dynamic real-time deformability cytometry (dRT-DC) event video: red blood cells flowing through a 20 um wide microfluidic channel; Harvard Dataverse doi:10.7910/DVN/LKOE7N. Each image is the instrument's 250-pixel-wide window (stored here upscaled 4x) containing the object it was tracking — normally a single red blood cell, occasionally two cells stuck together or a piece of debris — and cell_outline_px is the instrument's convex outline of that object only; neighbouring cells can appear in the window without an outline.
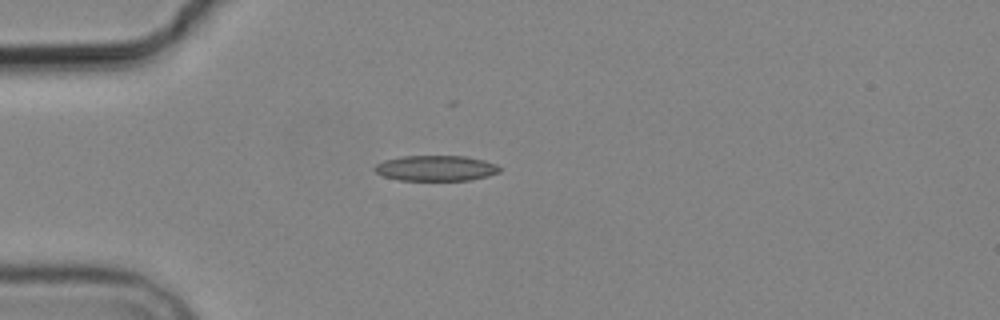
{"species": "common noctule bat (a hibernating species)", "species_latin": "Nyctalus noctula", "temperature_condition": "cold", "stored_images_in_passage": 8, "camera_frame_rate_fps": 3000, "um_per_image_px": 0.085, "animal": {"sex": "male", "body_mass_g": 19.2, "forearm_length_mm": 51.8}, "frame": {"image": 1, "passage_image": 4, "time_ms": 3.667, "image_size_px": [1000, 320], "cell_outline_px": [[500, 172], [488, 176], [468, 180], [400, 180], [384, 176], [376, 172], [372, 168], [376, 164], [384, 160], [400, 156], [464, 156], [484, 160], [496, 164], [500, 168]], "centroid_in_image_um": [37.04, 14.29], "position_along_channel_um": 48.0, "area_um2": 18.55}}
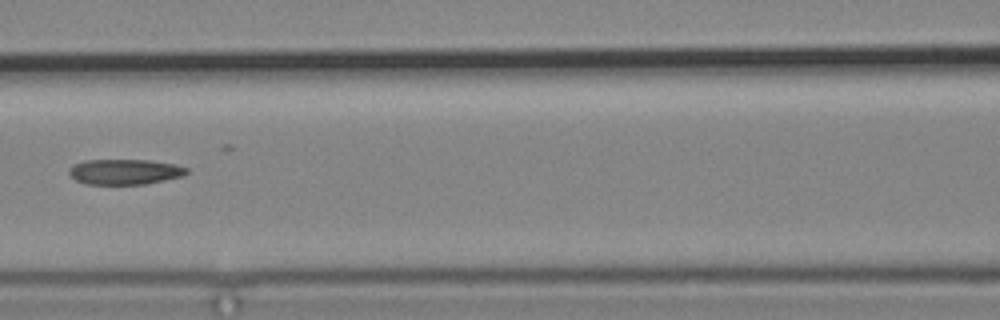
{"frame": {"image": 2, "passage_image": 7, "time_ms": 7.0, "image_size_px": [1000, 320], "cell_outline_px": [[188, 172], [180, 176], [164, 180], [144, 184], [84, 184], [76, 180], [68, 172], [68, 168], [72, 164], [84, 160], [148, 160], [176, 164], [188, 168]], "centroid_in_image_um": [10.56, 14.59], "position_along_channel_um": 156.0, "area_um2": 17.4}}
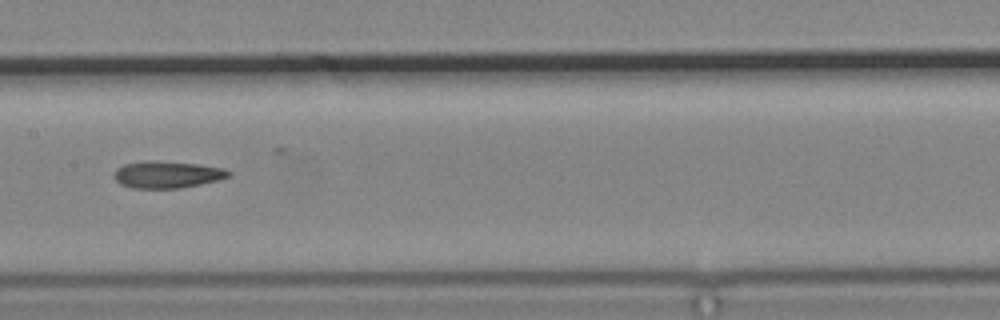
{"frame": {"image": 3, "passage_image": 8, "time_ms": 8.0, "image_size_px": [1000, 320], "cell_outline_px": [[232, 172], [228, 176], [220, 180], [180, 188], [132, 188], [120, 184], [112, 176], [112, 172], [116, 168], [124, 164], [144, 160], [152, 160], [196, 164], [224, 168]], "centroid_in_image_um": [14.16, 14.83], "position_along_channel_um": 193.2, "area_um2": 18.15}}